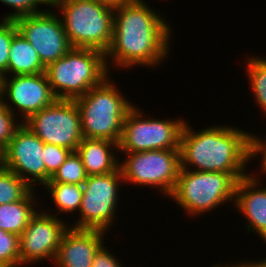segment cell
I'll list each match as a JSON object with an SVG mask.
<instances>
[{
    "instance_id": "ffe728a7",
    "label": "cell",
    "mask_w": 266,
    "mask_h": 267,
    "mask_svg": "<svg viewBox=\"0 0 266 267\" xmlns=\"http://www.w3.org/2000/svg\"><path fill=\"white\" fill-rule=\"evenodd\" d=\"M44 189H47L49 196L53 200V205L56 207L57 214L53 213V216L58 217V213L62 214H72L75 212L79 213L82 196L83 187L78 184H68V183H46ZM74 213V214H73Z\"/></svg>"
},
{
    "instance_id": "1f68e13d",
    "label": "cell",
    "mask_w": 266,
    "mask_h": 267,
    "mask_svg": "<svg viewBox=\"0 0 266 267\" xmlns=\"http://www.w3.org/2000/svg\"><path fill=\"white\" fill-rule=\"evenodd\" d=\"M94 1H98V2L107 4V5L115 8V7H118L122 4H126V3H129V2L134 1V0H94Z\"/></svg>"
},
{
    "instance_id": "d6986e66",
    "label": "cell",
    "mask_w": 266,
    "mask_h": 267,
    "mask_svg": "<svg viewBox=\"0 0 266 267\" xmlns=\"http://www.w3.org/2000/svg\"><path fill=\"white\" fill-rule=\"evenodd\" d=\"M45 69L35 48L18 32L11 42L7 71L2 76L39 74Z\"/></svg>"
},
{
    "instance_id": "7402d4cb",
    "label": "cell",
    "mask_w": 266,
    "mask_h": 267,
    "mask_svg": "<svg viewBox=\"0 0 266 267\" xmlns=\"http://www.w3.org/2000/svg\"><path fill=\"white\" fill-rule=\"evenodd\" d=\"M31 189L17 174L0 167V205L21 200Z\"/></svg>"
},
{
    "instance_id": "484cf974",
    "label": "cell",
    "mask_w": 266,
    "mask_h": 267,
    "mask_svg": "<svg viewBox=\"0 0 266 267\" xmlns=\"http://www.w3.org/2000/svg\"><path fill=\"white\" fill-rule=\"evenodd\" d=\"M11 8L13 12L6 14L2 17V20H15L16 18L27 16L44 11V9L38 8L41 5L50 6L51 0H0Z\"/></svg>"
},
{
    "instance_id": "44dd1931",
    "label": "cell",
    "mask_w": 266,
    "mask_h": 267,
    "mask_svg": "<svg viewBox=\"0 0 266 267\" xmlns=\"http://www.w3.org/2000/svg\"><path fill=\"white\" fill-rule=\"evenodd\" d=\"M244 62L247 79L256 104L266 117V59L262 56H249Z\"/></svg>"
},
{
    "instance_id": "6da1fadb",
    "label": "cell",
    "mask_w": 266,
    "mask_h": 267,
    "mask_svg": "<svg viewBox=\"0 0 266 267\" xmlns=\"http://www.w3.org/2000/svg\"><path fill=\"white\" fill-rule=\"evenodd\" d=\"M154 10L144 0L114 8L113 38L105 53L109 72L115 67L123 70L134 69L136 65L159 67L170 56L174 33L164 15Z\"/></svg>"
},
{
    "instance_id": "cb8c5ba5",
    "label": "cell",
    "mask_w": 266,
    "mask_h": 267,
    "mask_svg": "<svg viewBox=\"0 0 266 267\" xmlns=\"http://www.w3.org/2000/svg\"><path fill=\"white\" fill-rule=\"evenodd\" d=\"M19 236L0 228V267H20Z\"/></svg>"
},
{
    "instance_id": "e0dca14e",
    "label": "cell",
    "mask_w": 266,
    "mask_h": 267,
    "mask_svg": "<svg viewBox=\"0 0 266 267\" xmlns=\"http://www.w3.org/2000/svg\"><path fill=\"white\" fill-rule=\"evenodd\" d=\"M119 145L105 139L83 138L77 153L81 156L88 176L104 175L119 169Z\"/></svg>"
},
{
    "instance_id": "4dcf8cb0",
    "label": "cell",
    "mask_w": 266,
    "mask_h": 267,
    "mask_svg": "<svg viewBox=\"0 0 266 267\" xmlns=\"http://www.w3.org/2000/svg\"><path fill=\"white\" fill-rule=\"evenodd\" d=\"M250 260V261H249ZM247 261V259L238 261L237 263L233 261V264L228 262V264L223 265V263H219V264H214L212 265V267H264V265L259 261V260H251L249 259ZM231 264V265H230Z\"/></svg>"
},
{
    "instance_id": "ac0fdd59",
    "label": "cell",
    "mask_w": 266,
    "mask_h": 267,
    "mask_svg": "<svg viewBox=\"0 0 266 267\" xmlns=\"http://www.w3.org/2000/svg\"><path fill=\"white\" fill-rule=\"evenodd\" d=\"M35 191L32 188L21 200L0 205L1 229L18 236L22 234L31 218L36 214L38 207H40L39 203L36 202L40 199H35L37 197Z\"/></svg>"
},
{
    "instance_id": "f546056e",
    "label": "cell",
    "mask_w": 266,
    "mask_h": 267,
    "mask_svg": "<svg viewBox=\"0 0 266 267\" xmlns=\"http://www.w3.org/2000/svg\"><path fill=\"white\" fill-rule=\"evenodd\" d=\"M104 244L98 249L94 255L92 267H124L119 258L111 252ZM120 262V263H119Z\"/></svg>"
},
{
    "instance_id": "ba28073f",
    "label": "cell",
    "mask_w": 266,
    "mask_h": 267,
    "mask_svg": "<svg viewBox=\"0 0 266 267\" xmlns=\"http://www.w3.org/2000/svg\"><path fill=\"white\" fill-rule=\"evenodd\" d=\"M126 154V155H125ZM119 164L125 183L149 186L167 198L173 193L181 169L180 150L123 153Z\"/></svg>"
},
{
    "instance_id": "9c48e42d",
    "label": "cell",
    "mask_w": 266,
    "mask_h": 267,
    "mask_svg": "<svg viewBox=\"0 0 266 267\" xmlns=\"http://www.w3.org/2000/svg\"><path fill=\"white\" fill-rule=\"evenodd\" d=\"M121 182L124 180L120 168L108 174L88 176L82 185L80 217L69 227L109 232L117 218Z\"/></svg>"
},
{
    "instance_id": "5b68a950",
    "label": "cell",
    "mask_w": 266,
    "mask_h": 267,
    "mask_svg": "<svg viewBox=\"0 0 266 267\" xmlns=\"http://www.w3.org/2000/svg\"><path fill=\"white\" fill-rule=\"evenodd\" d=\"M45 74L56 98L64 100H75L110 76L102 51L73 47Z\"/></svg>"
},
{
    "instance_id": "83f0119b",
    "label": "cell",
    "mask_w": 266,
    "mask_h": 267,
    "mask_svg": "<svg viewBox=\"0 0 266 267\" xmlns=\"http://www.w3.org/2000/svg\"><path fill=\"white\" fill-rule=\"evenodd\" d=\"M19 120L0 100V148L4 149L9 144L16 130L22 125Z\"/></svg>"
},
{
    "instance_id": "8992f818",
    "label": "cell",
    "mask_w": 266,
    "mask_h": 267,
    "mask_svg": "<svg viewBox=\"0 0 266 267\" xmlns=\"http://www.w3.org/2000/svg\"><path fill=\"white\" fill-rule=\"evenodd\" d=\"M247 175L180 169L175 189L169 197L188 216L198 217L228 201L234 203L236 185Z\"/></svg>"
},
{
    "instance_id": "603a6c76",
    "label": "cell",
    "mask_w": 266,
    "mask_h": 267,
    "mask_svg": "<svg viewBox=\"0 0 266 267\" xmlns=\"http://www.w3.org/2000/svg\"><path fill=\"white\" fill-rule=\"evenodd\" d=\"M88 177L81 156L71 152L63 165L55 172L47 183H68L83 185Z\"/></svg>"
},
{
    "instance_id": "3957f363",
    "label": "cell",
    "mask_w": 266,
    "mask_h": 267,
    "mask_svg": "<svg viewBox=\"0 0 266 267\" xmlns=\"http://www.w3.org/2000/svg\"><path fill=\"white\" fill-rule=\"evenodd\" d=\"M122 94L114 79L107 76L99 85L74 100L80 112L84 138L120 143L126 114L134 106Z\"/></svg>"
},
{
    "instance_id": "5bb4252c",
    "label": "cell",
    "mask_w": 266,
    "mask_h": 267,
    "mask_svg": "<svg viewBox=\"0 0 266 267\" xmlns=\"http://www.w3.org/2000/svg\"><path fill=\"white\" fill-rule=\"evenodd\" d=\"M44 142L23 123L3 149L2 167L14 172L31 188L45 185Z\"/></svg>"
},
{
    "instance_id": "52a82bcc",
    "label": "cell",
    "mask_w": 266,
    "mask_h": 267,
    "mask_svg": "<svg viewBox=\"0 0 266 267\" xmlns=\"http://www.w3.org/2000/svg\"><path fill=\"white\" fill-rule=\"evenodd\" d=\"M134 105L126 114L119 154L149 150H180L184 118H151ZM148 118H147V116Z\"/></svg>"
},
{
    "instance_id": "d6a6232c",
    "label": "cell",
    "mask_w": 266,
    "mask_h": 267,
    "mask_svg": "<svg viewBox=\"0 0 266 267\" xmlns=\"http://www.w3.org/2000/svg\"><path fill=\"white\" fill-rule=\"evenodd\" d=\"M3 164V149L0 148V167H2Z\"/></svg>"
},
{
    "instance_id": "d4e9b609",
    "label": "cell",
    "mask_w": 266,
    "mask_h": 267,
    "mask_svg": "<svg viewBox=\"0 0 266 267\" xmlns=\"http://www.w3.org/2000/svg\"><path fill=\"white\" fill-rule=\"evenodd\" d=\"M44 163H45V184L55 174V172L63 165L66 158L72 152L68 148L44 143Z\"/></svg>"
},
{
    "instance_id": "9a60e30c",
    "label": "cell",
    "mask_w": 266,
    "mask_h": 267,
    "mask_svg": "<svg viewBox=\"0 0 266 267\" xmlns=\"http://www.w3.org/2000/svg\"><path fill=\"white\" fill-rule=\"evenodd\" d=\"M249 173L236 185L233 208L247 219V233H256L266 243V187L261 184V177ZM258 177V178H257ZM260 179V180H259ZM262 187H261V186ZM261 187V188H260Z\"/></svg>"
},
{
    "instance_id": "2e32d148",
    "label": "cell",
    "mask_w": 266,
    "mask_h": 267,
    "mask_svg": "<svg viewBox=\"0 0 266 267\" xmlns=\"http://www.w3.org/2000/svg\"><path fill=\"white\" fill-rule=\"evenodd\" d=\"M107 232L69 227L62 235L54 260L56 267H92L94 255Z\"/></svg>"
},
{
    "instance_id": "836d02e7",
    "label": "cell",
    "mask_w": 266,
    "mask_h": 267,
    "mask_svg": "<svg viewBox=\"0 0 266 267\" xmlns=\"http://www.w3.org/2000/svg\"><path fill=\"white\" fill-rule=\"evenodd\" d=\"M259 261L264 265V267H266V257L265 259L264 258L259 259Z\"/></svg>"
},
{
    "instance_id": "277c9868",
    "label": "cell",
    "mask_w": 266,
    "mask_h": 267,
    "mask_svg": "<svg viewBox=\"0 0 266 267\" xmlns=\"http://www.w3.org/2000/svg\"><path fill=\"white\" fill-rule=\"evenodd\" d=\"M73 48L108 51L113 38L114 8L94 0H51Z\"/></svg>"
},
{
    "instance_id": "e575fe53",
    "label": "cell",
    "mask_w": 266,
    "mask_h": 267,
    "mask_svg": "<svg viewBox=\"0 0 266 267\" xmlns=\"http://www.w3.org/2000/svg\"><path fill=\"white\" fill-rule=\"evenodd\" d=\"M1 80H2V77L0 76V100H1Z\"/></svg>"
},
{
    "instance_id": "7c38bea8",
    "label": "cell",
    "mask_w": 266,
    "mask_h": 267,
    "mask_svg": "<svg viewBox=\"0 0 266 267\" xmlns=\"http://www.w3.org/2000/svg\"><path fill=\"white\" fill-rule=\"evenodd\" d=\"M41 210V211H40ZM31 218L19 236L20 267L37 264L44 260H54L63 233L69 228L67 221L53 216L51 210L40 209Z\"/></svg>"
},
{
    "instance_id": "4316f807",
    "label": "cell",
    "mask_w": 266,
    "mask_h": 267,
    "mask_svg": "<svg viewBox=\"0 0 266 267\" xmlns=\"http://www.w3.org/2000/svg\"><path fill=\"white\" fill-rule=\"evenodd\" d=\"M0 22V76H2L7 71L11 42L18 29L14 20H0Z\"/></svg>"
},
{
    "instance_id": "7a4b0ae2",
    "label": "cell",
    "mask_w": 266,
    "mask_h": 267,
    "mask_svg": "<svg viewBox=\"0 0 266 267\" xmlns=\"http://www.w3.org/2000/svg\"><path fill=\"white\" fill-rule=\"evenodd\" d=\"M190 125L186 121L181 133V169L249 173L246 168L251 163L250 132L231 125L207 126L197 132Z\"/></svg>"
},
{
    "instance_id": "4fadbf2b",
    "label": "cell",
    "mask_w": 266,
    "mask_h": 267,
    "mask_svg": "<svg viewBox=\"0 0 266 267\" xmlns=\"http://www.w3.org/2000/svg\"><path fill=\"white\" fill-rule=\"evenodd\" d=\"M1 77V100L22 123L57 100L45 72Z\"/></svg>"
},
{
    "instance_id": "8fae6325",
    "label": "cell",
    "mask_w": 266,
    "mask_h": 267,
    "mask_svg": "<svg viewBox=\"0 0 266 267\" xmlns=\"http://www.w3.org/2000/svg\"><path fill=\"white\" fill-rule=\"evenodd\" d=\"M48 8L14 20L18 32L35 48L45 67L62 58L72 48L59 14Z\"/></svg>"
},
{
    "instance_id": "f1b7e54d",
    "label": "cell",
    "mask_w": 266,
    "mask_h": 267,
    "mask_svg": "<svg viewBox=\"0 0 266 267\" xmlns=\"http://www.w3.org/2000/svg\"><path fill=\"white\" fill-rule=\"evenodd\" d=\"M257 154L261 157L259 171L264 176V174L266 175V139L260 138V136L252 133L250 134V162L258 156Z\"/></svg>"
},
{
    "instance_id": "30bf717a",
    "label": "cell",
    "mask_w": 266,
    "mask_h": 267,
    "mask_svg": "<svg viewBox=\"0 0 266 267\" xmlns=\"http://www.w3.org/2000/svg\"><path fill=\"white\" fill-rule=\"evenodd\" d=\"M23 124L48 144L77 151L84 138L81 116L74 100L57 99L53 104L32 114Z\"/></svg>"
}]
</instances>
